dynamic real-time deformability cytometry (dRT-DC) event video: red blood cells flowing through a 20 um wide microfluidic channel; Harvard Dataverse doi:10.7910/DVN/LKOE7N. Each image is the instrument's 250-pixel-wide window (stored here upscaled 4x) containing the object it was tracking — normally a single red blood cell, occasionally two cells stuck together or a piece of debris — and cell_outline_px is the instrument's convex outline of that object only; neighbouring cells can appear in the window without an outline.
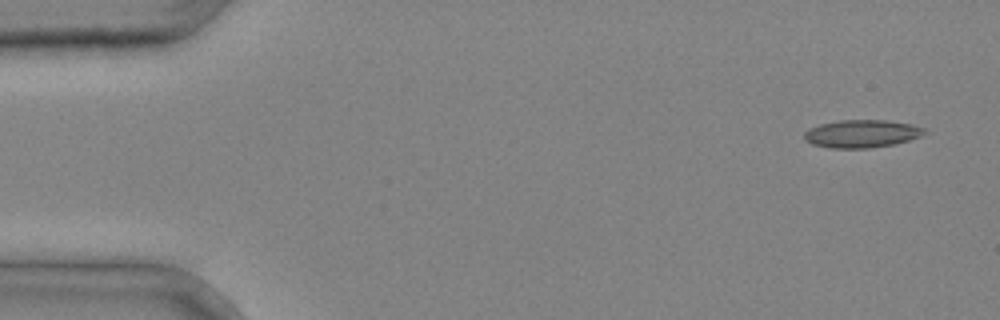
{"species": "common noctule bat (a hibernating species)", "species_latin": "Nyctalus noctula", "temperature_condition": "cold", "stored_images_in_passage": 2, "camera_frame_rate_fps": 3000, "um_per_image_px": 0.085, "animal": {"sex": "male", "body_mass_g": 20.4}, "frame": {"image": 1, "passage_image": 2, "time_ms": 0.333, "image_size_px": [1000, 320], "cell_outline_px": [[928, 132], [920, 136], [896, 144], [868, 148], [828, 148], [812, 144], [804, 140], [804, 132], [808, 128], [820, 124], [840, 120], [884, 120], [912, 124], [924, 128]], "centroid_in_image_um": [73.23, 11.37], "position_along_channel_um": 11.8, "area_um2": 19.59}}